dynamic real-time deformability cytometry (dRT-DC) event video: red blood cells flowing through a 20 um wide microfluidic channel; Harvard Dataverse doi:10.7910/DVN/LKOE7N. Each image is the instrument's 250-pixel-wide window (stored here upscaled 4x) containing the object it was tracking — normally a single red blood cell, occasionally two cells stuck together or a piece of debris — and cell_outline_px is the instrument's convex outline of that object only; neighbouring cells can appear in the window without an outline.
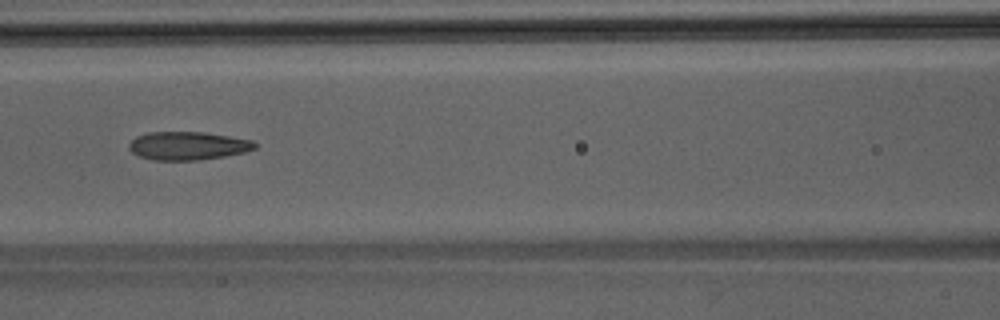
{"species": "Egyptian fruit bat (a non-hibernating species)", "species_latin": "Rousettus aegyptiacus", "temperature_condition": "room temperature", "stored_images_in_passage": 47, "camera_frame_rate_fps": 3000, "um_per_image_px": 0.085, "animal": {"sex": "male"}, "frame": {"image": 1, "passage_image": 21, "time_ms": 6.667, "image_size_px": [1000, 320], "cell_outline_px": [[256, 148], [244, 152], [224, 156], [200, 160], [152, 160], [136, 156], [128, 148], [128, 144], [136, 136], [148, 132], [204, 132], [252, 140], [256, 144]], "centroid_in_image_um": [15.92, 12.39], "position_along_channel_um": 150.7, "area_um2": 20.81}}
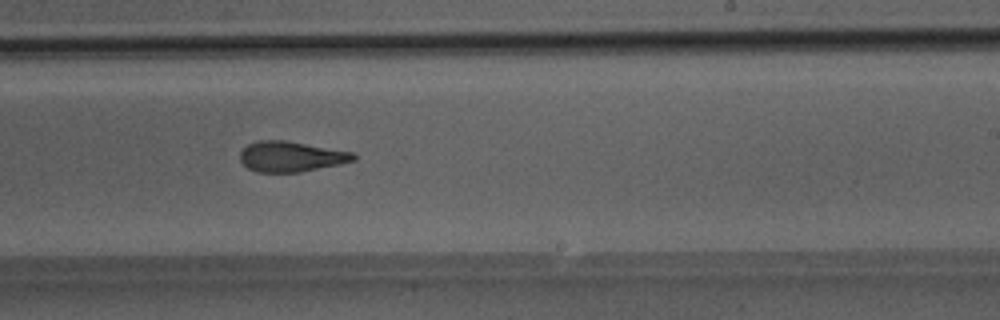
{"frame": {"image": 2, "passage_image": 29, "time_ms": 9.333, "image_size_px": [1000, 320], "cell_outline_px": [[356, 160], [340, 164], [300, 172], [256, 172], [248, 168], [240, 160], [240, 152], [248, 144], [256, 140], [284, 140], [352, 152], [356, 156]], "centroid_in_image_um": [24.71, 13.31], "position_along_channel_um": 264.3, "area_um2": 20.0}}
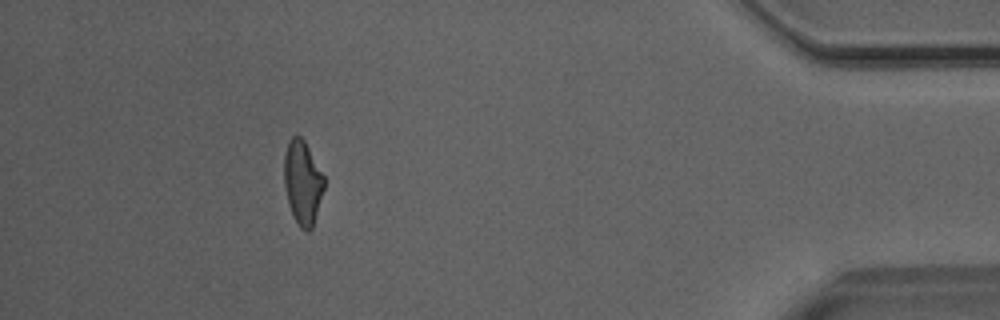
{"frame": {"image": 3, "passage_image": 43, "time_ms": 14.0, "image_size_px": [1000, 320], "cell_outline_px": [[324, 188], [312, 228], [308, 232], [304, 232], [300, 228], [292, 216], [288, 204], [284, 184], [284, 156], [288, 140], [292, 136], [300, 136], [304, 140], [324, 176]], "centroid_in_image_um": [25.7, 15.53], "position_along_channel_um": 409.5, "area_um2": 19.59}}